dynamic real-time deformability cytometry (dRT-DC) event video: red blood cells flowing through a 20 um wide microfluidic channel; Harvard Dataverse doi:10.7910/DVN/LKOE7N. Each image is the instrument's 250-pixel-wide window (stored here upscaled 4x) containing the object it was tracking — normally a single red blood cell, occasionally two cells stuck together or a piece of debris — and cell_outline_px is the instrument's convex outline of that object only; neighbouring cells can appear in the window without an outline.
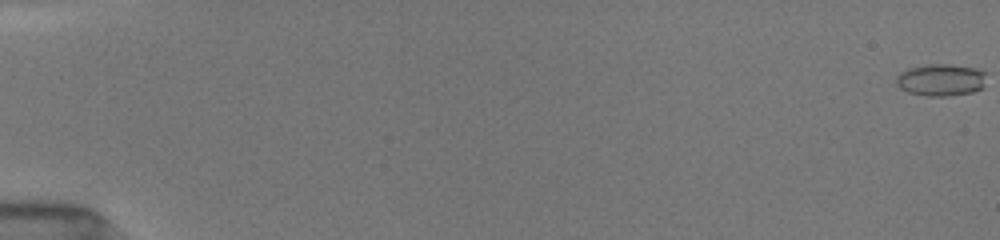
{"species": "common noctule bat (a hibernating species)", "species_latin": "Nyctalus noctula", "temperature_condition": "room temperature", "stored_images_in_passage": 29, "camera_frame_rate_fps": 3000, "um_per_image_px": 0.085, "animal": {"sex": "female", "body_mass_g": 19.5, "forearm_length_mm": 54.1}, "frame": {"image": 1, "passage_image": 1, "time_ms": 0.0, "image_size_px": [1000, 240], "cell_outline_px": [[984, 88], [972, 92], [948, 96], [924, 96], [908, 92], [900, 88], [896, 84], [896, 76], [900, 72], [908, 68], [928, 64], [948, 64], [972, 68], [984, 72]], "centroid_in_image_um": [79.93, 6.8], "position_along_channel_um": 5.1, "area_um2": 16.82}}
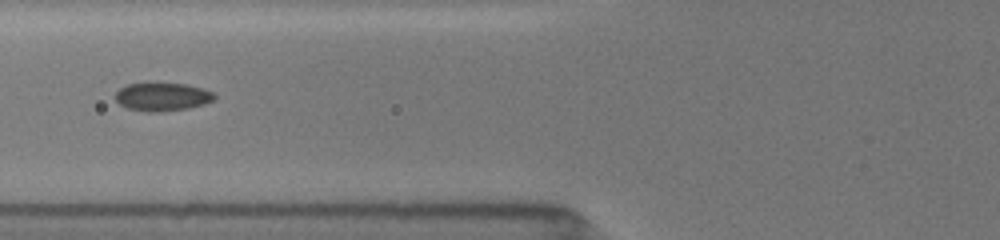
{"frame": {"image": 2, "passage_image": 21, "time_ms": 7.333, "image_size_px": [1000, 240], "cell_outline_px": [[216, 100], [204, 104], [188, 108], [160, 112], [148, 112], [128, 108], [120, 104], [116, 100], [116, 92], [120, 88], [128, 84], [148, 80], [188, 84], [204, 88], [212, 92], [216, 96]], "centroid_in_image_um": [13.81, 8.17], "position_along_channel_um": 112.0, "area_um2": 17.05}}
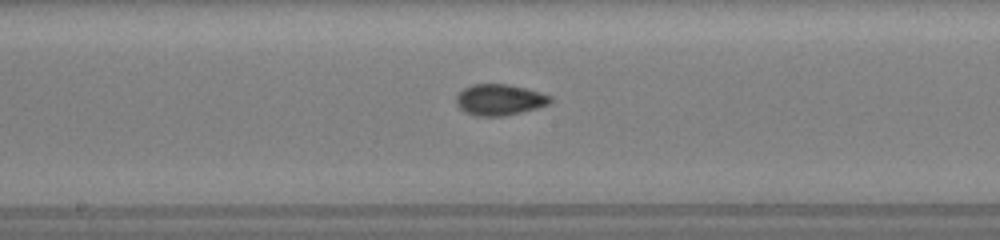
{"frame": {"image": 3, "passage_image": 28, "time_ms": 9.667, "image_size_px": [1000, 240], "cell_outline_px": [[552, 100], [548, 104], [536, 108], [504, 116], [476, 116], [464, 112], [456, 104], [456, 96], [464, 88], [472, 84], [508, 84], [540, 92], [552, 96]], "centroid_in_image_um": [42.44, 8.48], "position_along_channel_um": 205.8, "area_um2": 16.99}}